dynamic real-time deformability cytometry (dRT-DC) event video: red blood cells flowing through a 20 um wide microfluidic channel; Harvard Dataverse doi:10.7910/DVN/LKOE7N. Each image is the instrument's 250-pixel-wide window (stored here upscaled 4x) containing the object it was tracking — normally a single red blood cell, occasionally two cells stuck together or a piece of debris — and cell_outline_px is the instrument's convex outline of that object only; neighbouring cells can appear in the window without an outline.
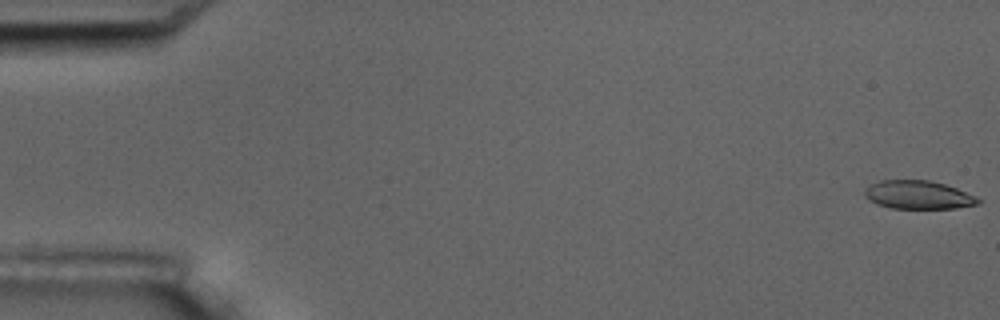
{"species": "common noctule bat (a hibernating species)", "species_latin": "Nyctalus noctula", "temperature_condition": "room temperature", "stored_images_in_passage": 6, "camera_frame_rate_fps": 3000, "um_per_image_px": 0.085, "animal": {"sex": "male", "body_mass_g": 17.5, "forearm_length_mm": 52.3}, "frame": {"image": 1, "passage_image": 1, "time_ms": 0.0, "image_size_px": [1000, 320], "cell_outline_px": [[984, 200], [980, 204], [956, 208], [892, 208], [876, 204], [864, 196], [864, 188], [880, 180], [928, 180], [944, 184], [956, 188], [976, 196]], "centroid_in_image_um": [78.07, 16.56], "position_along_channel_um": 6.9, "area_um2": 18.84}}
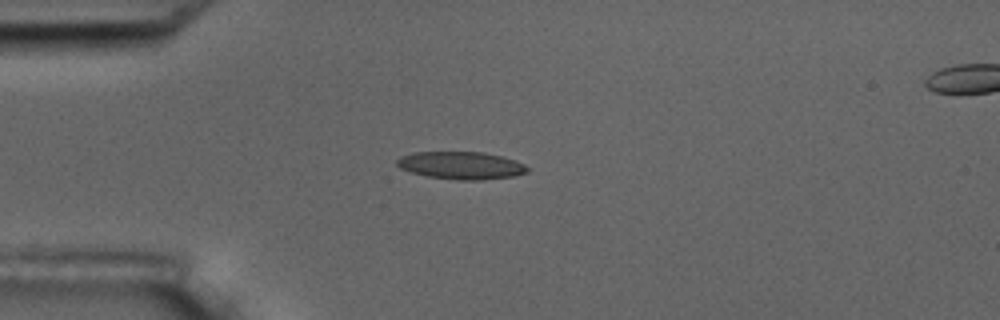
{"frame": {"image": 2, "passage_image": 5, "time_ms": 4.667, "image_size_px": [1000, 320], "cell_outline_px": [[528, 172], [512, 176], [484, 180], [460, 180], [428, 176], [412, 172], [400, 168], [396, 164], [396, 160], [400, 156], [416, 152], [484, 152], [500, 156], [524, 164], [528, 168]], "centroid_in_image_um": [39.17, 14.06], "position_along_channel_um": 45.8, "area_um2": 20.75}}